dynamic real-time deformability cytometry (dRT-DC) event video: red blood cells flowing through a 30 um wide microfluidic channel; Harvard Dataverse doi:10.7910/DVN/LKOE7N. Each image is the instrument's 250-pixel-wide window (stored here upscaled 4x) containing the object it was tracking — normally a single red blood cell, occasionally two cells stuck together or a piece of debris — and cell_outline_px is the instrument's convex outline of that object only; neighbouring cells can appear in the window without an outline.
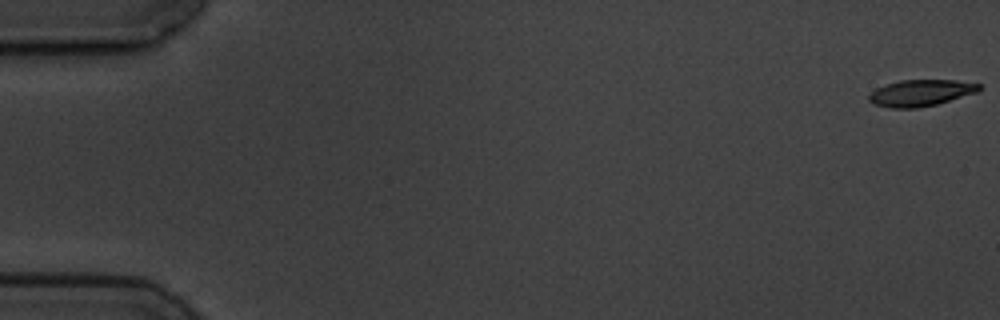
{"species": "common noctule bat (a hibernating species)", "species_latin": "Nyctalus noctula", "temperature_condition": "cold", "stored_images_in_passage": 6, "camera_frame_rate_fps": 3000, "um_per_image_px": 0.085, "animal": {"sex": "male", "body_mass_g": 19.5, "forearm_length_mm": 54.6}, "frame": {"image": 1, "passage_image": 1, "time_ms": 0.0, "image_size_px": [1000, 320], "cell_outline_px": [[980, 92], [936, 104], [916, 108], [892, 108], [872, 104], [868, 100], [868, 96], [876, 88], [884, 84], [900, 80], [956, 80], [980, 84]], "centroid_in_image_um": [78.25, 7.89], "position_along_channel_um": 6.7, "area_um2": 17.11}}
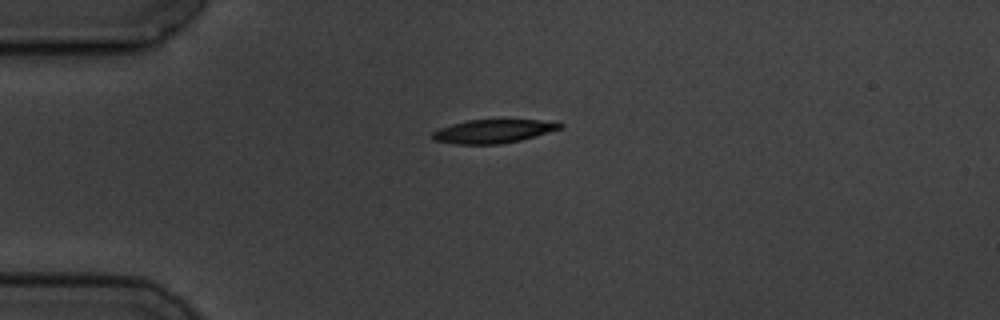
{"frame": {"image": 2, "passage_image": 5, "time_ms": 4.667, "image_size_px": [1000, 320], "cell_outline_px": [[564, 124], [560, 128], [520, 140], [500, 144], [456, 144], [432, 140], [432, 132], [440, 128], [452, 124], [468, 120], [540, 120]], "centroid_in_image_um": [41.85, 11.16], "position_along_channel_um": 43.2, "area_um2": 17.17}}